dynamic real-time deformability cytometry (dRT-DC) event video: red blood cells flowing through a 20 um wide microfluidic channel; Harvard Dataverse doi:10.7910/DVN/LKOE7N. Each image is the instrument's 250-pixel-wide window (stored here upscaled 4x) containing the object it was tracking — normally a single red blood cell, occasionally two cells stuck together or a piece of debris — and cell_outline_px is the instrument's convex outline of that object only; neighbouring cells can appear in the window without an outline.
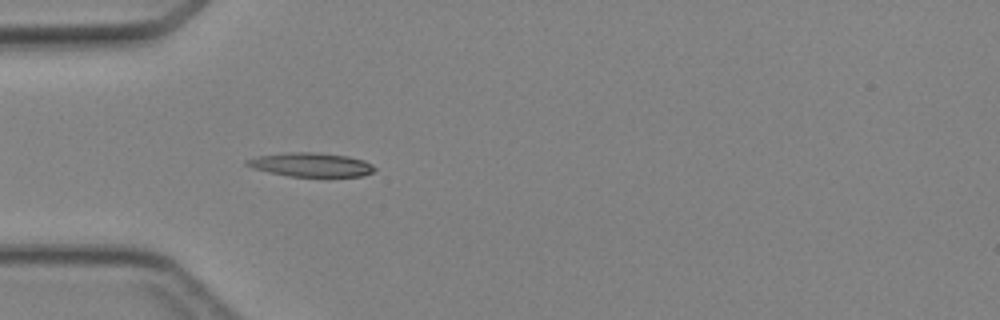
{"species": "Egyptian fruit bat (a non-hibernating species)", "species_latin": "Rousettus aegyptiacus", "temperature_condition": "cold", "stored_images_in_passage": 4, "camera_frame_rate_fps": 3000, "um_per_image_px": 0.085, "animal": {"sex": "female"}, "frame": {"image": 1, "passage_image": 4, "time_ms": 3.333, "image_size_px": [1000, 320], "cell_outline_px": [[376, 168], [372, 172], [364, 176], [288, 176], [268, 172], [252, 168], [244, 164], [244, 160], [256, 156], [288, 152], [316, 152], [348, 156], [364, 160], [372, 164]], "centroid_in_image_um": [26.4, 13.99], "position_along_channel_um": 58.6, "area_um2": 17.92}}